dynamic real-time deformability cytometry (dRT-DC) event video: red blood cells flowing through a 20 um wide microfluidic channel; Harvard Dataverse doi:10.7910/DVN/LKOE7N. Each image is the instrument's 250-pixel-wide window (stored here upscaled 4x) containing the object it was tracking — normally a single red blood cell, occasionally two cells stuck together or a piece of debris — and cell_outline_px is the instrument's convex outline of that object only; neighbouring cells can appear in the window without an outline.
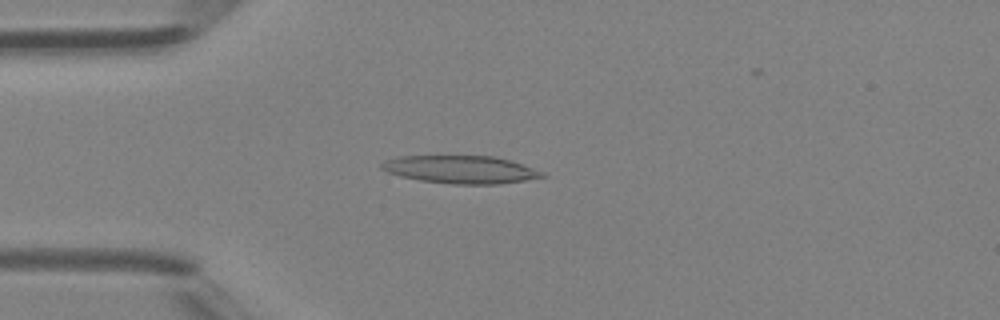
{"species": "Egyptian fruit bat (a non-hibernating species)", "species_latin": "Rousettus aegyptiacus", "temperature_condition": "room temperature", "stored_images_in_passage": 46, "camera_frame_rate_fps": 3000, "um_per_image_px": 0.085, "animal": {"sex": "female"}, "frame": {"image": 1, "passage_image": 11, "time_ms": 3.333, "image_size_px": [1000, 320], "cell_outline_px": [[548, 176], [500, 184], [452, 184], [420, 180], [400, 176], [388, 172], [380, 168], [380, 164], [388, 160], [400, 156], [496, 156], [544, 172]], "centroid_in_image_um": [39.16, 14.41], "position_along_channel_um": 45.8, "area_um2": 25.78}}
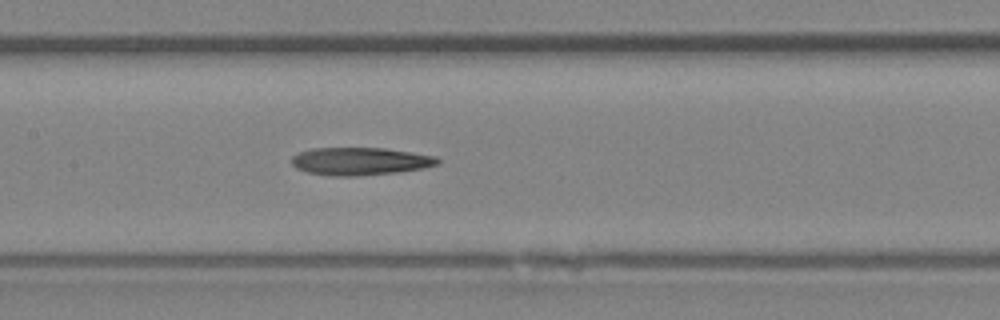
{"frame": {"image": 2, "passage_image": 21, "time_ms": 6.667, "image_size_px": [1000, 320], "cell_outline_px": [[440, 164], [424, 168], [400, 172], [356, 176], [332, 176], [308, 172], [296, 168], [292, 164], [292, 156], [300, 152], [312, 148], [384, 148], [436, 156], [440, 160]], "centroid_in_image_um": [30.64, 13.71], "position_along_channel_um": 176.8, "area_um2": 23.64}}
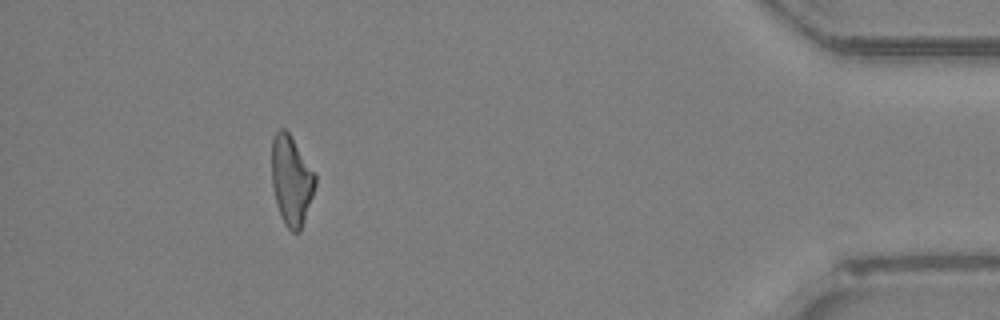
{"frame": {"image": 3, "passage_image": 41, "time_ms": 13.333, "image_size_px": [1000, 320], "cell_outline_px": [[316, 184], [300, 232], [292, 232], [284, 224], [280, 216], [276, 204], [272, 188], [272, 136], [276, 128], [284, 128], [288, 132], [316, 172]], "centroid_in_image_um": [24.75, 15.3], "position_along_channel_um": 410.4, "area_um2": 23.0}, "authors_computed_cell_mechanics": {"area_um2": 23.4957, "velocity_mm_per_s": 4.4418, "shape_relaxation_time_tau1_ms": null, "shape_relaxation_time_tau2_ms": 5.0781, "deformation_change_tau1": null, "deformation_change_tau2": 0.2067}}